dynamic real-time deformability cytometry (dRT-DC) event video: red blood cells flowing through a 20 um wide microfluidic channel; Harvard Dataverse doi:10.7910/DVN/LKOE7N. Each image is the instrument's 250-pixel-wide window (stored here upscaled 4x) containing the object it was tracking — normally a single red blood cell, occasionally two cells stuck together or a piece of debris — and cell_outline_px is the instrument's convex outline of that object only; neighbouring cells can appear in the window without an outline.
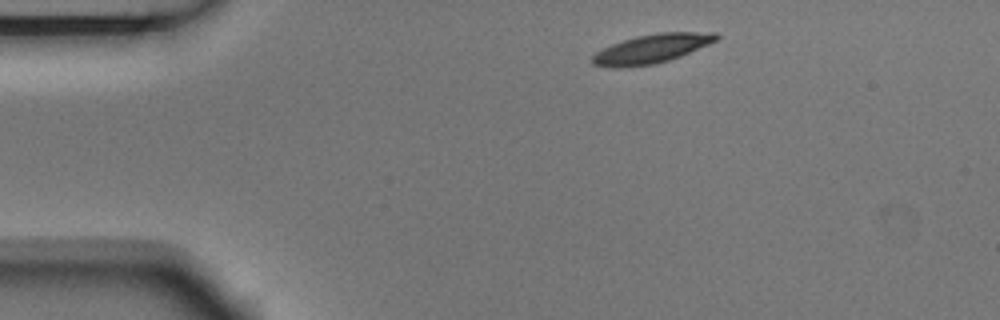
{"species": "Egyptian fruit bat (a non-hibernating species)", "species_latin": "Rousettus aegyptiacus", "temperature_condition": "room temperature", "stored_images_in_passage": 4, "camera_frame_rate_fps": 3000, "um_per_image_px": 0.085, "animal": {"sex": "male"}, "frame": {"image": 1, "passage_image": 1, "time_ms": 0.0, "image_size_px": [1000, 320], "cell_outline_px": [[720, 36], [716, 40], [708, 44], [680, 56], [668, 60], [652, 64], [620, 68], [616, 68], [592, 64], [588, 60], [596, 52], [612, 44], [636, 36], [656, 32], [716, 32]], "centroid_in_image_um": [55.36, 4.14], "position_along_channel_um": 29.6, "area_um2": 20.81}}
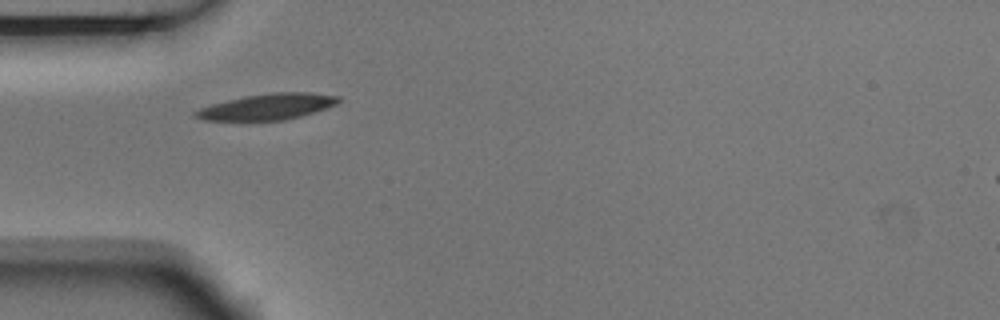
{"frame": {"image": 2, "passage_image": 3, "time_ms": 0.667, "image_size_px": [1000, 320], "cell_outline_px": [[344, 100], [328, 108], [300, 116], [284, 120], [204, 120], [192, 116], [192, 112], [200, 108], [212, 104], [244, 96], [272, 92], [308, 92], [340, 96]], "centroid_in_image_um": [22.76, 9.06], "position_along_channel_um": 62.2, "area_um2": 21.73}}
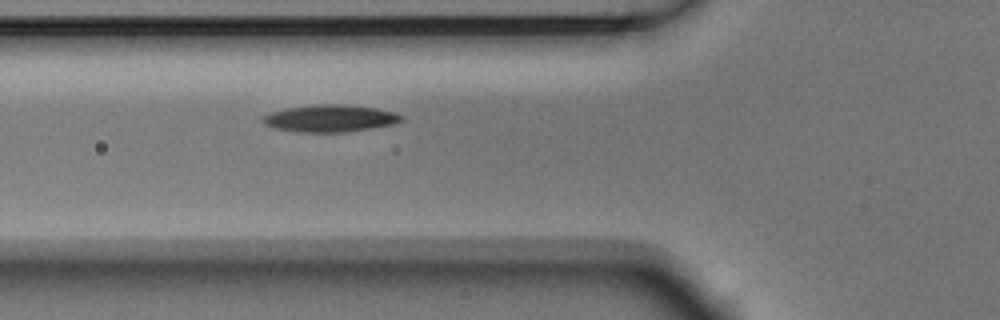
{"frame": {"image": 3, "passage_image": 4, "time_ms": 1.0, "image_size_px": [1000, 320], "cell_outline_px": [[404, 120], [392, 124], [344, 132], [296, 132], [276, 128], [264, 124], [260, 120], [264, 116], [272, 112], [288, 108], [316, 104], [344, 104], [376, 108], [396, 112], [404, 116]], "centroid_in_image_um": [28.07, 10.05], "position_along_channel_um": 97.7, "area_um2": 21.79}}